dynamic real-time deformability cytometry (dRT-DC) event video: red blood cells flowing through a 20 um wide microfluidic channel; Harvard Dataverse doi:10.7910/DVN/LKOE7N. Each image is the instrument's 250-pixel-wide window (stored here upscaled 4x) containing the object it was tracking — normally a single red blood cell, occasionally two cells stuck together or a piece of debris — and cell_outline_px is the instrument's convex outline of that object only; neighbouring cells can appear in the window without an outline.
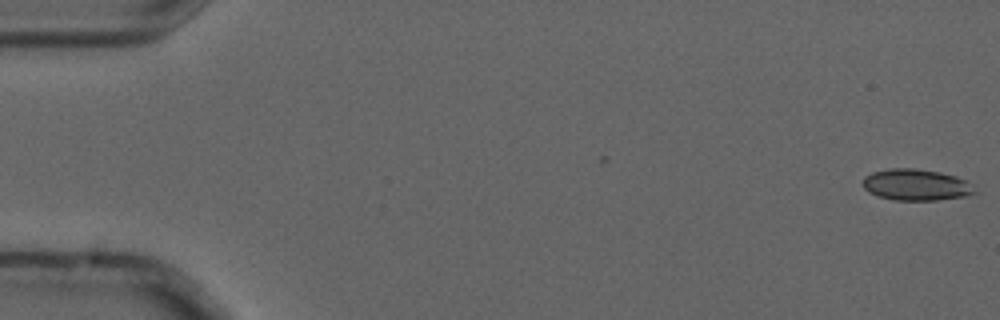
{"species": "common noctule bat (a hibernating species)", "species_latin": "Nyctalus noctula", "temperature_condition": "cold", "stored_images_in_passage": 9, "camera_frame_rate_fps": 3000, "um_per_image_px": 0.085, "animal": {"sex": "male", "forearm_length_mm": 52.5}, "frame": {"image": 1, "passage_image": 1, "time_ms": 0.0, "image_size_px": [1000, 320], "cell_outline_px": [[976, 192], [964, 196], [936, 200], [892, 200], [876, 196], [868, 192], [864, 188], [864, 176], [872, 172], [888, 168], [916, 168], [940, 172], [956, 176], [972, 184]], "centroid_in_image_um": [77.83, 15.7], "position_along_channel_um": 7.2, "area_um2": 20.52}}
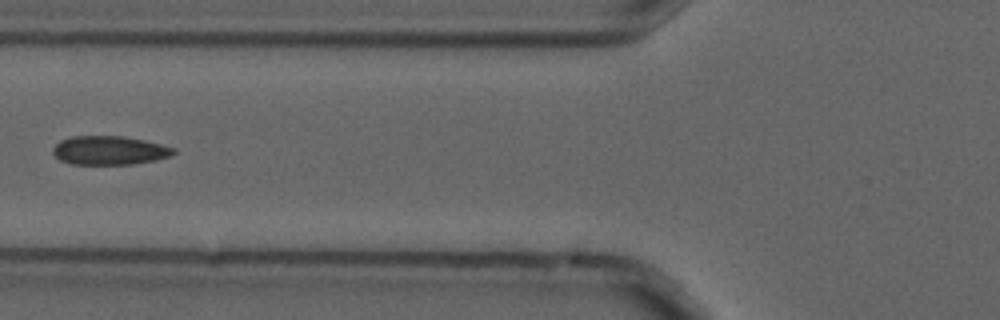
{"frame": {"image": 2, "passage_image": 6, "time_ms": 1.667, "image_size_px": [1000, 320], "cell_outline_px": [[176, 152], [172, 156], [156, 160], [132, 164], [68, 164], [60, 160], [52, 152], [52, 148], [60, 140], [72, 136], [124, 136], [144, 140], [176, 148]], "centroid_in_image_um": [9.31, 12.78], "position_along_channel_um": 116.5, "area_um2": 20.4}}
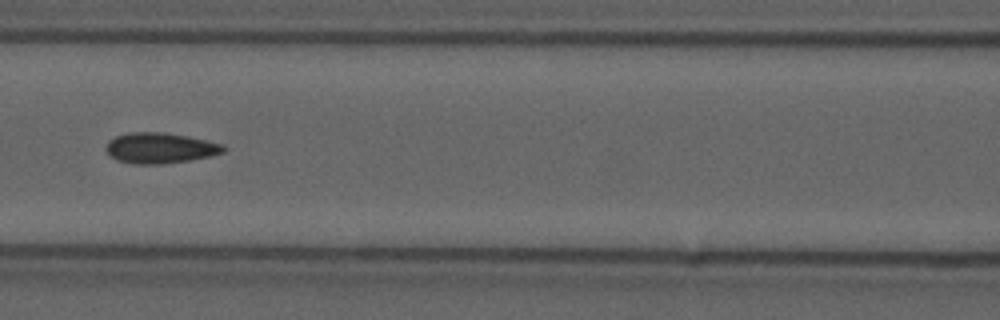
{"frame": {"image": 3, "passage_image": 7, "time_ms": 2.0, "image_size_px": [1000, 320], "cell_outline_px": [[228, 148], [224, 152], [212, 156], [192, 160], [164, 164], [132, 164], [116, 160], [104, 148], [108, 140], [116, 136], [128, 132], [164, 132], [188, 136], [224, 144]], "centroid_in_image_um": [13.63, 12.58], "position_along_channel_um": 153.0, "area_um2": 21.33}}